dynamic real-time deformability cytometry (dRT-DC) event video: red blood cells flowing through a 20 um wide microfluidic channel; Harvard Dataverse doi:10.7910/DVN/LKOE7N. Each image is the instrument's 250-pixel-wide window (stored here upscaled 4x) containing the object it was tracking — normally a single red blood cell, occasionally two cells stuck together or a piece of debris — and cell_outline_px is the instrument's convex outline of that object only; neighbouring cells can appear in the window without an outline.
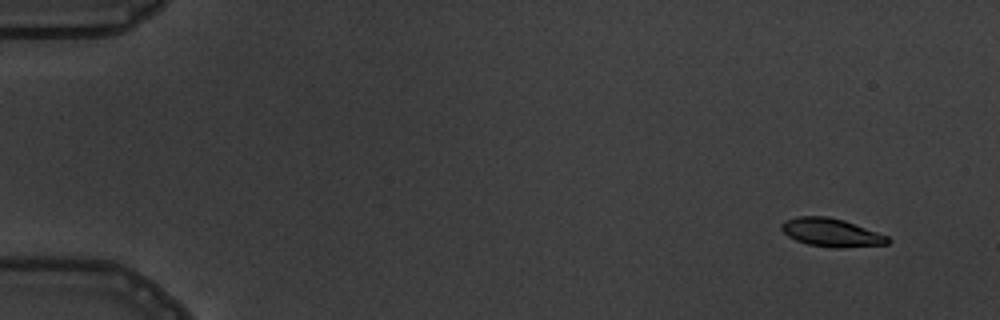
{"species": "common noctule bat (a hibernating species)", "species_latin": "Nyctalus noctula", "temperature_condition": "warm", "stored_images_in_passage": 7, "camera_frame_rate_fps": 3000, "um_per_image_px": 0.085, "animal": {"sex": "male", "body_mass_g": 19.5, "forearm_length_mm": 54.6}, "frame": {"image": 1, "passage_image": 2, "time_ms": 1.0, "image_size_px": [1000, 320], "cell_outline_px": [[892, 240], [888, 244], [840, 248], [836, 248], [808, 244], [796, 240], [788, 236], [780, 228], [780, 224], [784, 220], [800, 216], [828, 216], [844, 220], [888, 236]], "centroid_in_image_um": [70.66, 19.76], "position_along_channel_um": 14.3, "area_um2": 17.51}}
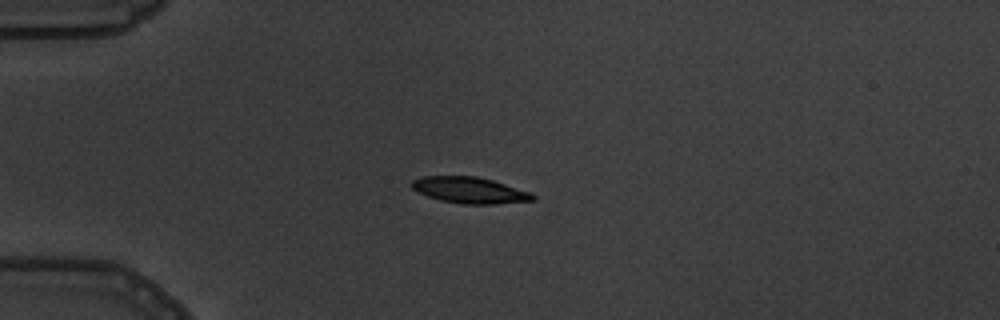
{"frame": {"image": 2, "passage_image": 5, "time_ms": 4.667, "image_size_px": [1000, 320], "cell_outline_px": [[536, 200], [492, 204], [464, 204], [440, 200], [428, 196], [412, 188], [412, 180], [424, 176], [476, 176], [492, 180], [532, 192], [536, 196]], "centroid_in_image_um": [39.97, 16.16], "position_along_channel_um": 45.0, "area_um2": 18.38}}